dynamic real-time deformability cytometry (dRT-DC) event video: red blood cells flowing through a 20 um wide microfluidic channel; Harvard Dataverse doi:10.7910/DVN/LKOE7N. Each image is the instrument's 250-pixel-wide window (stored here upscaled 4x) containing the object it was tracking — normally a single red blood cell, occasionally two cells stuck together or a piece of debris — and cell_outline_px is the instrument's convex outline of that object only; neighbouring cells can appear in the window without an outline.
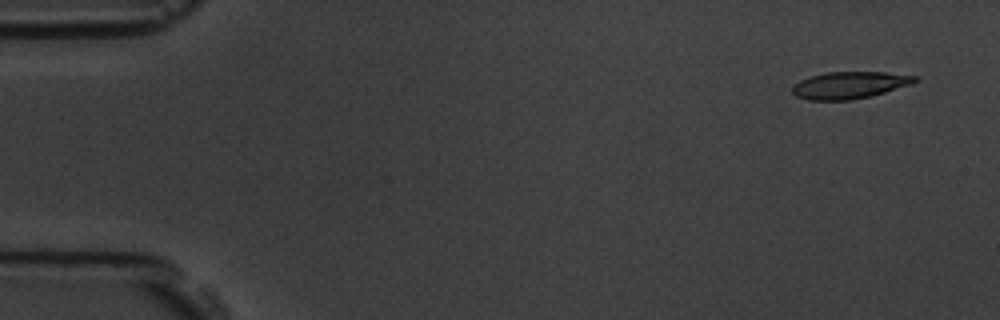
{"species": "common noctule bat (a hibernating species)", "species_latin": "Nyctalus noctula", "temperature_condition": "room temperature", "stored_images_in_passage": 5, "camera_frame_rate_fps": 3000, "um_per_image_px": 0.085, "animal": {"sex": "male", "body_mass_g": 19.5, "forearm_length_mm": 54.6}, "frame": {"image": 1, "passage_image": 1, "time_ms": 0.0, "image_size_px": [1000, 320], "cell_outline_px": [[916, 80], [912, 84], [872, 96], [852, 100], [808, 100], [796, 96], [792, 92], [792, 84], [800, 80], [812, 76], [828, 72], [884, 72], [916, 76]], "centroid_in_image_um": [72.18, 7.24], "position_along_channel_um": 12.8, "area_um2": 19.25}}
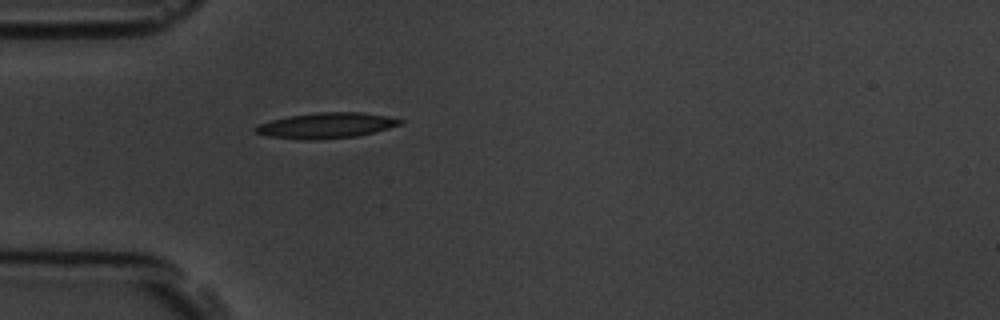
{"frame": {"image": 2, "passage_image": 5, "time_ms": 4.333, "image_size_px": [1000, 320], "cell_outline_px": [[404, 120], [400, 124], [388, 128], [356, 136], [316, 140], [304, 140], [268, 136], [252, 132], [252, 128], [260, 124], [272, 120], [288, 116], [316, 112], [364, 112], [388, 116]], "centroid_in_image_um": [27.69, 10.66], "position_along_channel_um": 57.3, "area_um2": 21.56}}